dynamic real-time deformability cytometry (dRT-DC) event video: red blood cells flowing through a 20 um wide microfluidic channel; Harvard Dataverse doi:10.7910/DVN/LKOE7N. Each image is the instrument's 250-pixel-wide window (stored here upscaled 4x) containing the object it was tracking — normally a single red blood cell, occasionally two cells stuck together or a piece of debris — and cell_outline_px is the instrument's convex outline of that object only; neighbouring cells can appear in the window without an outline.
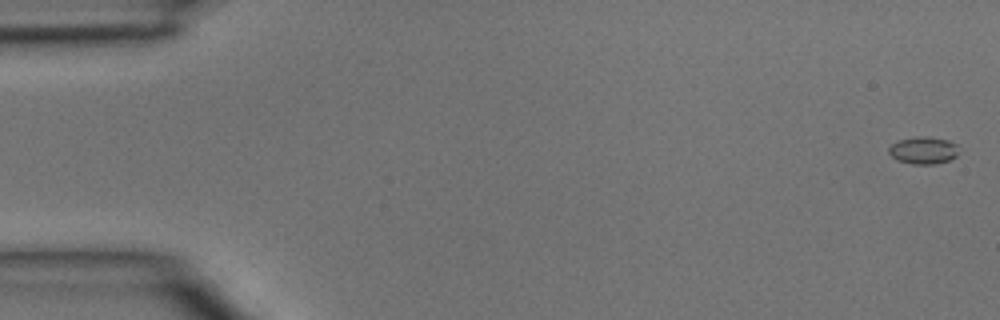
{"species": "common noctule bat (a hibernating species)", "species_latin": "Nyctalus noctula", "temperature_condition": "room temperature", "stored_images_in_passage": 5, "camera_frame_rate_fps": 3000, "um_per_image_px": 0.085, "animal": {"sex": "male", "body_mass_g": 15.6}, "frame": {"image": 1, "passage_image": 1, "time_ms": 0.0, "image_size_px": [1000, 320], "cell_outline_px": [[956, 156], [952, 160], [936, 164], [912, 164], [896, 160], [888, 152], [888, 148], [896, 140], [916, 136], [924, 136], [948, 140], [956, 144]], "centroid_in_image_um": [78.45, 12.78], "position_along_channel_um": 6.5, "area_um2": 11.21}}
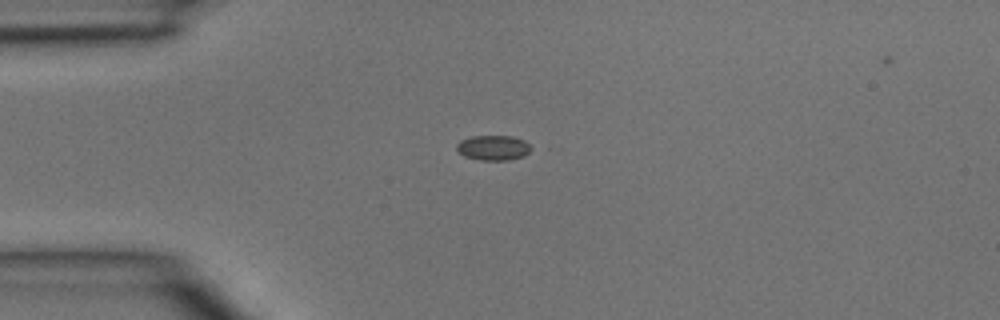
{"frame": {"image": 2, "passage_image": 4, "time_ms": 1.0, "image_size_px": [1000, 320], "cell_outline_px": [[536, 148], [524, 156], [508, 160], [480, 160], [464, 156], [456, 148], [456, 144], [460, 140], [472, 136], [512, 136], [524, 140]], "centroid_in_image_um": [41.99, 12.56], "position_along_channel_um": 43.0, "area_um2": 11.04}}